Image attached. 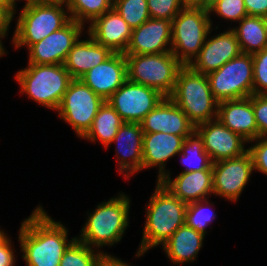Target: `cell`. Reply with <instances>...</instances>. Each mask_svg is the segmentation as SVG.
<instances>
[{
	"instance_id": "cell-1",
	"label": "cell",
	"mask_w": 267,
	"mask_h": 266,
	"mask_svg": "<svg viewBox=\"0 0 267 266\" xmlns=\"http://www.w3.org/2000/svg\"><path fill=\"white\" fill-rule=\"evenodd\" d=\"M68 226L55 221L38 205L21 222L17 238L26 266H59L65 250L76 239H68Z\"/></svg>"
},
{
	"instance_id": "cell-2",
	"label": "cell",
	"mask_w": 267,
	"mask_h": 266,
	"mask_svg": "<svg viewBox=\"0 0 267 266\" xmlns=\"http://www.w3.org/2000/svg\"><path fill=\"white\" fill-rule=\"evenodd\" d=\"M145 206V223L135 258L144 257L149 249L162 246L185 224L187 204L175 197L159 181Z\"/></svg>"
},
{
	"instance_id": "cell-3",
	"label": "cell",
	"mask_w": 267,
	"mask_h": 266,
	"mask_svg": "<svg viewBox=\"0 0 267 266\" xmlns=\"http://www.w3.org/2000/svg\"><path fill=\"white\" fill-rule=\"evenodd\" d=\"M130 205L131 198L121 191L97 204L93 212L87 211V220L76 239L103 255H110L101 248H111L123 239L130 224Z\"/></svg>"
},
{
	"instance_id": "cell-4",
	"label": "cell",
	"mask_w": 267,
	"mask_h": 266,
	"mask_svg": "<svg viewBox=\"0 0 267 266\" xmlns=\"http://www.w3.org/2000/svg\"><path fill=\"white\" fill-rule=\"evenodd\" d=\"M14 78L20 86L19 94L27 95L28 99L55 113L73 80L65 66L59 64H28L17 71Z\"/></svg>"
},
{
	"instance_id": "cell-5",
	"label": "cell",
	"mask_w": 267,
	"mask_h": 266,
	"mask_svg": "<svg viewBox=\"0 0 267 266\" xmlns=\"http://www.w3.org/2000/svg\"><path fill=\"white\" fill-rule=\"evenodd\" d=\"M21 8L19 16L13 17L16 25L10 41L15 50L22 47L28 50L33 44L71 21L66 3L27 4Z\"/></svg>"
},
{
	"instance_id": "cell-6",
	"label": "cell",
	"mask_w": 267,
	"mask_h": 266,
	"mask_svg": "<svg viewBox=\"0 0 267 266\" xmlns=\"http://www.w3.org/2000/svg\"><path fill=\"white\" fill-rule=\"evenodd\" d=\"M169 98L195 127L217 119L218 101L211 92L207 76L189 66H183L178 72L174 91Z\"/></svg>"
},
{
	"instance_id": "cell-7",
	"label": "cell",
	"mask_w": 267,
	"mask_h": 266,
	"mask_svg": "<svg viewBox=\"0 0 267 266\" xmlns=\"http://www.w3.org/2000/svg\"><path fill=\"white\" fill-rule=\"evenodd\" d=\"M205 8H183L172 20V54L188 66L198 55L214 26Z\"/></svg>"
},
{
	"instance_id": "cell-8",
	"label": "cell",
	"mask_w": 267,
	"mask_h": 266,
	"mask_svg": "<svg viewBox=\"0 0 267 266\" xmlns=\"http://www.w3.org/2000/svg\"><path fill=\"white\" fill-rule=\"evenodd\" d=\"M125 57L128 80L154 88L165 97L172 94L178 72L184 66L172 52Z\"/></svg>"
},
{
	"instance_id": "cell-9",
	"label": "cell",
	"mask_w": 267,
	"mask_h": 266,
	"mask_svg": "<svg viewBox=\"0 0 267 266\" xmlns=\"http://www.w3.org/2000/svg\"><path fill=\"white\" fill-rule=\"evenodd\" d=\"M206 76L218 102L248 98L253 94V57L241 53Z\"/></svg>"
},
{
	"instance_id": "cell-10",
	"label": "cell",
	"mask_w": 267,
	"mask_h": 266,
	"mask_svg": "<svg viewBox=\"0 0 267 266\" xmlns=\"http://www.w3.org/2000/svg\"><path fill=\"white\" fill-rule=\"evenodd\" d=\"M105 100L80 79H73L56 110L60 120L70 125L81 139L91 128L99 108Z\"/></svg>"
},
{
	"instance_id": "cell-11",
	"label": "cell",
	"mask_w": 267,
	"mask_h": 266,
	"mask_svg": "<svg viewBox=\"0 0 267 266\" xmlns=\"http://www.w3.org/2000/svg\"><path fill=\"white\" fill-rule=\"evenodd\" d=\"M164 97L154 88L127 79L106 101L124 123H141Z\"/></svg>"
},
{
	"instance_id": "cell-12",
	"label": "cell",
	"mask_w": 267,
	"mask_h": 266,
	"mask_svg": "<svg viewBox=\"0 0 267 266\" xmlns=\"http://www.w3.org/2000/svg\"><path fill=\"white\" fill-rule=\"evenodd\" d=\"M213 195L236 202L254 172L251 154L246 153L212 163Z\"/></svg>"
},
{
	"instance_id": "cell-13",
	"label": "cell",
	"mask_w": 267,
	"mask_h": 266,
	"mask_svg": "<svg viewBox=\"0 0 267 266\" xmlns=\"http://www.w3.org/2000/svg\"><path fill=\"white\" fill-rule=\"evenodd\" d=\"M85 28L83 24L71 20L60 30L52 32L38 43L33 44L27 50V64L64 65L73 45L84 35L83 33H86Z\"/></svg>"
},
{
	"instance_id": "cell-14",
	"label": "cell",
	"mask_w": 267,
	"mask_h": 266,
	"mask_svg": "<svg viewBox=\"0 0 267 266\" xmlns=\"http://www.w3.org/2000/svg\"><path fill=\"white\" fill-rule=\"evenodd\" d=\"M218 28L217 24L210 29L200 52L188 65L194 71L207 75L242 53L236 34L231 28L210 36Z\"/></svg>"
},
{
	"instance_id": "cell-15",
	"label": "cell",
	"mask_w": 267,
	"mask_h": 266,
	"mask_svg": "<svg viewBox=\"0 0 267 266\" xmlns=\"http://www.w3.org/2000/svg\"><path fill=\"white\" fill-rule=\"evenodd\" d=\"M196 132L202 138L204 149L212 162L238 157L248 151V141L218 119L197 125Z\"/></svg>"
},
{
	"instance_id": "cell-16",
	"label": "cell",
	"mask_w": 267,
	"mask_h": 266,
	"mask_svg": "<svg viewBox=\"0 0 267 266\" xmlns=\"http://www.w3.org/2000/svg\"><path fill=\"white\" fill-rule=\"evenodd\" d=\"M143 136L140 123H123L110 144L116 145L117 170L126 181L142 171Z\"/></svg>"
},
{
	"instance_id": "cell-17",
	"label": "cell",
	"mask_w": 267,
	"mask_h": 266,
	"mask_svg": "<svg viewBox=\"0 0 267 266\" xmlns=\"http://www.w3.org/2000/svg\"><path fill=\"white\" fill-rule=\"evenodd\" d=\"M172 21L150 18L132 29L125 55H144L171 52Z\"/></svg>"
},
{
	"instance_id": "cell-18",
	"label": "cell",
	"mask_w": 267,
	"mask_h": 266,
	"mask_svg": "<svg viewBox=\"0 0 267 266\" xmlns=\"http://www.w3.org/2000/svg\"><path fill=\"white\" fill-rule=\"evenodd\" d=\"M140 124L143 133L163 132L190 136L196 131L195 125L169 97H164Z\"/></svg>"
},
{
	"instance_id": "cell-19",
	"label": "cell",
	"mask_w": 267,
	"mask_h": 266,
	"mask_svg": "<svg viewBox=\"0 0 267 266\" xmlns=\"http://www.w3.org/2000/svg\"><path fill=\"white\" fill-rule=\"evenodd\" d=\"M79 79L106 101L127 80L125 54L113 53Z\"/></svg>"
},
{
	"instance_id": "cell-20",
	"label": "cell",
	"mask_w": 267,
	"mask_h": 266,
	"mask_svg": "<svg viewBox=\"0 0 267 266\" xmlns=\"http://www.w3.org/2000/svg\"><path fill=\"white\" fill-rule=\"evenodd\" d=\"M187 137L163 132L144 133L142 171L158 168L156 181H160L170 171L166 169L167 161L178 157Z\"/></svg>"
},
{
	"instance_id": "cell-21",
	"label": "cell",
	"mask_w": 267,
	"mask_h": 266,
	"mask_svg": "<svg viewBox=\"0 0 267 266\" xmlns=\"http://www.w3.org/2000/svg\"><path fill=\"white\" fill-rule=\"evenodd\" d=\"M86 32L99 44L113 53H125L132 28L113 7L87 26Z\"/></svg>"
},
{
	"instance_id": "cell-22",
	"label": "cell",
	"mask_w": 267,
	"mask_h": 266,
	"mask_svg": "<svg viewBox=\"0 0 267 266\" xmlns=\"http://www.w3.org/2000/svg\"><path fill=\"white\" fill-rule=\"evenodd\" d=\"M169 171L159 182L186 204L213 195V169L179 173L172 178Z\"/></svg>"
},
{
	"instance_id": "cell-23",
	"label": "cell",
	"mask_w": 267,
	"mask_h": 266,
	"mask_svg": "<svg viewBox=\"0 0 267 266\" xmlns=\"http://www.w3.org/2000/svg\"><path fill=\"white\" fill-rule=\"evenodd\" d=\"M217 119L248 142L258 138L252 95L248 98L218 102Z\"/></svg>"
},
{
	"instance_id": "cell-24",
	"label": "cell",
	"mask_w": 267,
	"mask_h": 266,
	"mask_svg": "<svg viewBox=\"0 0 267 266\" xmlns=\"http://www.w3.org/2000/svg\"><path fill=\"white\" fill-rule=\"evenodd\" d=\"M86 39L82 36L73 45L65 60V69L73 79H79L90 69L103 63L113 52L97 43L87 32Z\"/></svg>"
},
{
	"instance_id": "cell-25",
	"label": "cell",
	"mask_w": 267,
	"mask_h": 266,
	"mask_svg": "<svg viewBox=\"0 0 267 266\" xmlns=\"http://www.w3.org/2000/svg\"><path fill=\"white\" fill-rule=\"evenodd\" d=\"M205 238L204 234L184 224L162 245V250L173 264L193 263L204 246Z\"/></svg>"
},
{
	"instance_id": "cell-26",
	"label": "cell",
	"mask_w": 267,
	"mask_h": 266,
	"mask_svg": "<svg viewBox=\"0 0 267 266\" xmlns=\"http://www.w3.org/2000/svg\"><path fill=\"white\" fill-rule=\"evenodd\" d=\"M236 34L242 53L255 54L267 48V18L247 15L231 27Z\"/></svg>"
},
{
	"instance_id": "cell-27",
	"label": "cell",
	"mask_w": 267,
	"mask_h": 266,
	"mask_svg": "<svg viewBox=\"0 0 267 266\" xmlns=\"http://www.w3.org/2000/svg\"><path fill=\"white\" fill-rule=\"evenodd\" d=\"M123 123L124 121L120 115L105 101L99 108L91 128L81 140L90 141L92 144L99 142V144L104 146V149H107Z\"/></svg>"
},
{
	"instance_id": "cell-28",
	"label": "cell",
	"mask_w": 267,
	"mask_h": 266,
	"mask_svg": "<svg viewBox=\"0 0 267 266\" xmlns=\"http://www.w3.org/2000/svg\"><path fill=\"white\" fill-rule=\"evenodd\" d=\"M184 170L181 173L212 169V161L204 149L203 140L195 131L188 136L178 154Z\"/></svg>"
},
{
	"instance_id": "cell-29",
	"label": "cell",
	"mask_w": 267,
	"mask_h": 266,
	"mask_svg": "<svg viewBox=\"0 0 267 266\" xmlns=\"http://www.w3.org/2000/svg\"><path fill=\"white\" fill-rule=\"evenodd\" d=\"M113 3L114 0H68L66 5L71 20L87 26L112 9Z\"/></svg>"
},
{
	"instance_id": "cell-30",
	"label": "cell",
	"mask_w": 267,
	"mask_h": 266,
	"mask_svg": "<svg viewBox=\"0 0 267 266\" xmlns=\"http://www.w3.org/2000/svg\"><path fill=\"white\" fill-rule=\"evenodd\" d=\"M210 201L208 198L192 202L187 204L186 209L185 224L205 236L208 234L207 227L211 226V223L217 217L213 208L211 210L215 203Z\"/></svg>"
},
{
	"instance_id": "cell-31",
	"label": "cell",
	"mask_w": 267,
	"mask_h": 266,
	"mask_svg": "<svg viewBox=\"0 0 267 266\" xmlns=\"http://www.w3.org/2000/svg\"><path fill=\"white\" fill-rule=\"evenodd\" d=\"M102 256L99 251L75 239L65 250L59 266H97Z\"/></svg>"
},
{
	"instance_id": "cell-32",
	"label": "cell",
	"mask_w": 267,
	"mask_h": 266,
	"mask_svg": "<svg viewBox=\"0 0 267 266\" xmlns=\"http://www.w3.org/2000/svg\"><path fill=\"white\" fill-rule=\"evenodd\" d=\"M113 7L132 29L150 19L147 0H114Z\"/></svg>"
},
{
	"instance_id": "cell-33",
	"label": "cell",
	"mask_w": 267,
	"mask_h": 266,
	"mask_svg": "<svg viewBox=\"0 0 267 266\" xmlns=\"http://www.w3.org/2000/svg\"><path fill=\"white\" fill-rule=\"evenodd\" d=\"M210 17L217 15L221 20L236 22L247 16L244 0H220L209 10Z\"/></svg>"
},
{
	"instance_id": "cell-34",
	"label": "cell",
	"mask_w": 267,
	"mask_h": 266,
	"mask_svg": "<svg viewBox=\"0 0 267 266\" xmlns=\"http://www.w3.org/2000/svg\"><path fill=\"white\" fill-rule=\"evenodd\" d=\"M253 94H267V48L252 55Z\"/></svg>"
},
{
	"instance_id": "cell-35",
	"label": "cell",
	"mask_w": 267,
	"mask_h": 266,
	"mask_svg": "<svg viewBox=\"0 0 267 266\" xmlns=\"http://www.w3.org/2000/svg\"><path fill=\"white\" fill-rule=\"evenodd\" d=\"M150 18L173 20L183 9L180 0H147Z\"/></svg>"
},
{
	"instance_id": "cell-36",
	"label": "cell",
	"mask_w": 267,
	"mask_h": 266,
	"mask_svg": "<svg viewBox=\"0 0 267 266\" xmlns=\"http://www.w3.org/2000/svg\"><path fill=\"white\" fill-rule=\"evenodd\" d=\"M248 145V151L252 157L254 171L267 176V138L258 137L249 141Z\"/></svg>"
},
{
	"instance_id": "cell-37",
	"label": "cell",
	"mask_w": 267,
	"mask_h": 266,
	"mask_svg": "<svg viewBox=\"0 0 267 266\" xmlns=\"http://www.w3.org/2000/svg\"><path fill=\"white\" fill-rule=\"evenodd\" d=\"M258 137L267 138V94H252Z\"/></svg>"
},
{
	"instance_id": "cell-38",
	"label": "cell",
	"mask_w": 267,
	"mask_h": 266,
	"mask_svg": "<svg viewBox=\"0 0 267 266\" xmlns=\"http://www.w3.org/2000/svg\"><path fill=\"white\" fill-rule=\"evenodd\" d=\"M11 236L7 235L0 241V266H16V250Z\"/></svg>"
},
{
	"instance_id": "cell-39",
	"label": "cell",
	"mask_w": 267,
	"mask_h": 266,
	"mask_svg": "<svg viewBox=\"0 0 267 266\" xmlns=\"http://www.w3.org/2000/svg\"><path fill=\"white\" fill-rule=\"evenodd\" d=\"M247 15L267 18V0H244Z\"/></svg>"
},
{
	"instance_id": "cell-40",
	"label": "cell",
	"mask_w": 267,
	"mask_h": 266,
	"mask_svg": "<svg viewBox=\"0 0 267 266\" xmlns=\"http://www.w3.org/2000/svg\"><path fill=\"white\" fill-rule=\"evenodd\" d=\"M17 12L14 7H0V29H11L13 17Z\"/></svg>"
},
{
	"instance_id": "cell-41",
	"label": "cell",
	"mask_w": 267,
	"mask_h": 266,
	"mask_svg": "<svg viewBox=\"0 0 267 266\" xmlns=\"http://www.w3.org/2000/svg\"><path fill=\"white\" fill-rule=\"evenodd\" d=\"M205 0H180L183 8H204Z\"/></svg>"
},
{
	"instance_id": "cell-42",
	"label": "cell",
	"mask_w": 267,
	"mask_h": 266,
	"mask_svg": "<svg viewBox=\"0 0 267 266\" xmlns=\"http://www.w3.org/2000/svg\"><path fill=\"white\" fill-rule=\"evenodd\" d=\"M9 29H0V58H2L5 54L7 55L8 53L6 52V48H4L3 45V39L8 38Z\"/></svg>"
},
{
	"instance_id": "cell-43",
	"label": "cell",
	"mask_w": 267,
	"mask_h": 266,
	"mask_svg": "<svg viewBox=\"0 0 267 266\" xmlns=\"http://www.w3.org/2000/svg\"><path fill=\"white\" fill-rule=\"evenodd\" d=\"M66 3L65 0H29V4H61Z\"/></svg>"
},
{
	"instance_id": "cell-44",
	"label": "cell",
	"mask_w": 267,
	"mask_h": 266,
	"mask_svg": "<svg viewBox=\"0 0 267 266\" xmlns=\"http://www.w3.org/2000/svg\"><path fill=\"white\" fill-rule=\"evenodd\" d=\"M218 1H220V0H205V2H204V8L206 10H209Z\"/></svg>"
},
{
	"instance_id": "cell-45",
	"label": "cell",
	"mask_w": 267,
	"mask_h": 266,
	"mask_svg": "<svg viewBox=\"0 0 267 266\" xmlns=\"http://www.w3.org/2000/svg\"><path fill=\"white\" fill-rule=\"evenodd\" d=\"M16 10L17 9V3L18 1H24L25 4H23V6H26L27 4H29V0H7Z\"/></svg>"
},
{
	"instance_id": "cell-46",
	"label": "cell",
	"mask_w": 267,
	"mask_h": 266,
	"mask_svg": "<svg viewBox=\"0 0 267 266\" xmlns=\"http://www.w3.org/2000/svg\"><path fill=\"white\" fill-rule=\"evenodd\" d=\"M0 7H13L7 0H0Z\"/></svg>"
},
{
	"instance_id": "cell-47",
	"label": "cell",
	"mask_w": 267,
	"mask_h": 266,
	"mask_svg": "<svg viewBox=\"0 0 267 266\" xmlns=\"http://www.w3.org/2000/svg\"><path fill=\"white\" fill-rule=\"evenodd\" d=\"M5 231L7 230L0 227V241L7 235Z\"/></svg>"
}]
</instances>
